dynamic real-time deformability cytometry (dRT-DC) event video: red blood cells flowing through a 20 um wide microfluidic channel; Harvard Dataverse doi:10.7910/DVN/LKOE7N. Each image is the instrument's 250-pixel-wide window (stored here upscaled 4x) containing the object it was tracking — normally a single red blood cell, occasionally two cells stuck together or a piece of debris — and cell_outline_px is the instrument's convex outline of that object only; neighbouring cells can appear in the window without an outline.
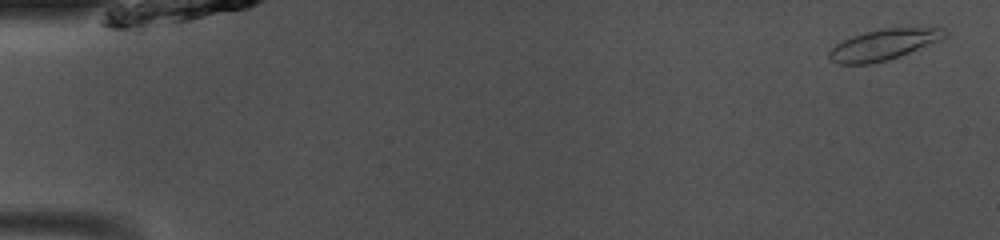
{"species": "common noctule bat (a hibernating species)", "species_latin": "Nyctalus noctula", "temperature_condition": "room temperature", "stored_images_in_passage": 49, "camera_frame_rate_fps": 3000, "um_per_image_px": 0.085, "animal": {"sex": "male", "body_mass_g": 13.0, "forearm_length_mm": 53.1}, "frame": {"image": 1, "passage_image": 2, "time_ms": 0.333, "image_size_px": [1000, 240], "cell_outline_px": [[948, 36], [944, 40], [900, 56], [888, 60], [868, 64], [836, 64], [828, 60], [828, 52], [840, 40], [864, 32], [884, 28], [916, 24], [944, 28], [948, 32]], "centroid_in_image_um": [75.22, 3.74], "position_along_channel_um": 9.8, "area_um2": 22.02}}
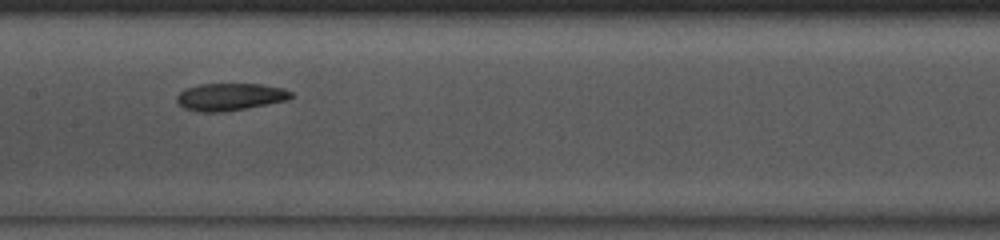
{"frame": {"image": 2, "passage_image": 25, "time_ms": 8.0, "image_size_px": [1000, 240], "cell_outline_px": [[292, 96], [288, 100], [244, 108], [220, 112], [200, 112], [184, 108], [176, 100], [176, 96], [180, 92], [188, 88], [200, 84], [260, 84], [284, 88], [292, 92]], "centroid_in_image_um": [19.55, 8.22], "position_along_channel_um": 187.8, "area_um2": 17.98}}
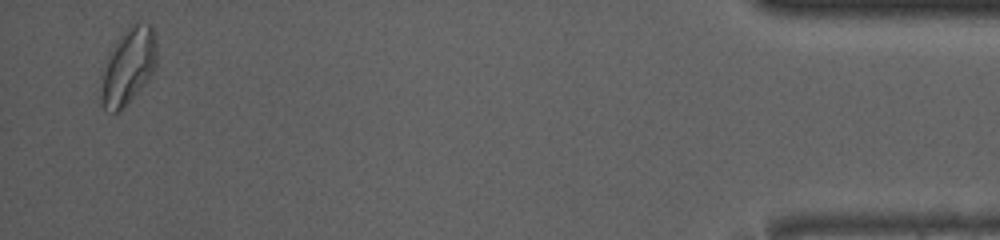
{"frame": {"image": 3, "passage_image": 48, "time_ms": 15.667, "image_size_px": [1000, 240], "cell_outline_px": [[156, 64], [148, 80], [124, 108], [120, 112], [112, 112], [104, 108], [100, 104], [100, 96], [104, 68], [108, 56], [112, 48], [120, 36], [132, 24], [152, 24], [156, 28]], "centroid_in_image_um": [10.92, 5.65], "position_along_channel_um": 424.3, "area_um2": 24.62}, "authors_computed_cell_mechanics": {"area_um2": 19.2474, "velocity_mm_per_s": 4.0919, "shape_relaxation_time_tau1_ms": 4.2182, "shape_relaxation_time_tau2_ms": 2.1884, "deformation_change_tau1": 0.1092, "deformation_change_tau2": 0.0984}}